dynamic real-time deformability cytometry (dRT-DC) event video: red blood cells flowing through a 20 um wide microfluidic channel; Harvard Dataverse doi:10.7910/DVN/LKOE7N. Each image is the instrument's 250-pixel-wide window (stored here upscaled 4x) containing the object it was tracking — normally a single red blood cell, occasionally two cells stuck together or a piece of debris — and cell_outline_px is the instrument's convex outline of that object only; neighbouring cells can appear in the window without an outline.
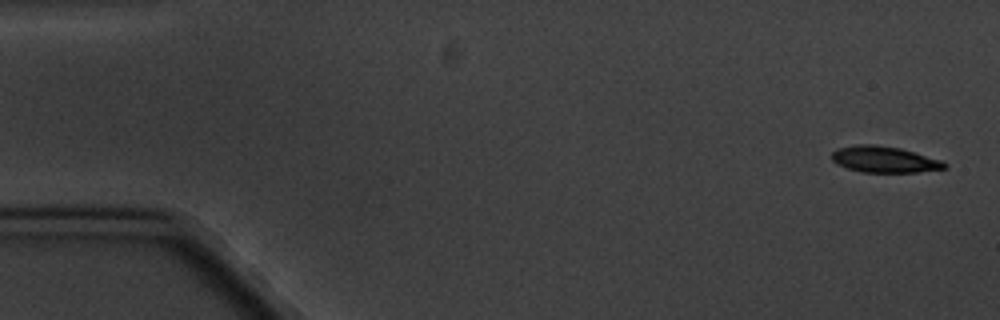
{"species": "common noctule bat (a hibernating species)", "species_latin": "Nyctalus noctula", "temperature_condition": "cold", "stored_images_in_passage": 5, "camera_frame_rate_fps": 3000, "um_per_image_px": 0.085, "animal": {"sex": "male", "body_mass_g": 20.1, "forearm_length_mm": 53.5}, "frame": {"image": 1, "passage_image": 1, "time_ms": 0.0, "image_size_px": [1000, 320], "cell_outline_px": [[948, 168], [916, 172], [860, 172], [836, 164], [832, 160], [832, 152], [836, 148], [856, 144], [876, 144], [900, 148], [940, 160], [948, 164]], "centroid_in_image_um": [75.13, 13.54], "position_along_channel_um": 9.9, "area_um2": 17.28}}
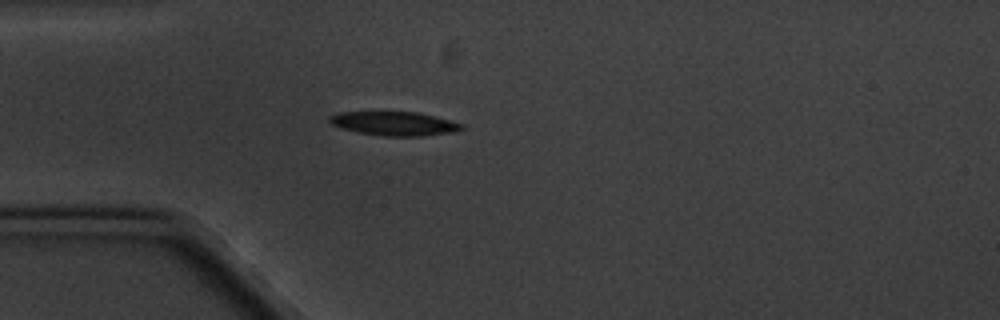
{"frame": {"image": 2, "passage_image": 5, "time_ms": 4.667, "image_size_px": [1000, 320], "cell_outline_px": [[464, 128], [452, 132], [420, 136], [384, 136], [356, 132], [340, 128], [332, 124], [328, 120], [328, 116], [340, 112], [420, 112], [436, 116], [464, 124]], "centroid_in_image_um": [33.5, 10.5], "position_along_channel_um": 51.5, "area_um2": 18.5}}